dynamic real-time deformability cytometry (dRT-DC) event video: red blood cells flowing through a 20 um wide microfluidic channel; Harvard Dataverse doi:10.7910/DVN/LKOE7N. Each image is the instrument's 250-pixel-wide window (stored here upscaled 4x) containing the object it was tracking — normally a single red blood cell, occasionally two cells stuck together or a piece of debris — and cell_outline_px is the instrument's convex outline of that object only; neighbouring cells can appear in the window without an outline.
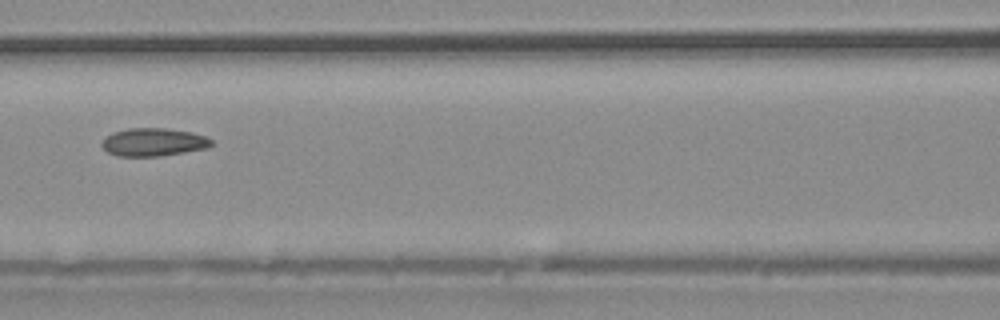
{"species": "common noctule bat (a hibernating species)", "species_latin": "Nyctalus noctula", "temperature_condition": "warm", "stored_images_in_passage": 6, "camera_frame_rate_fps": 3000, "um_per_image_px": 0.085, "animal": {"sex": "male", "body_mass_g": 20.4}, "frame": {"image": 1, "passage_image": 6, "time_ms": 6.667, "image_size_px": [1000, 320], "cell_outline_px": [[212, 144], [208, 148], [160, 156], [116, 156], [108, 152], [100, 144], [112, 132], [128, 128], [164, 128], [192, 132], [204, 136], [212, 140]], "centroid_in_image_um": [13.04, 12.08], "position_along_channel_um": 153.6, "area_um2": 17.8}}